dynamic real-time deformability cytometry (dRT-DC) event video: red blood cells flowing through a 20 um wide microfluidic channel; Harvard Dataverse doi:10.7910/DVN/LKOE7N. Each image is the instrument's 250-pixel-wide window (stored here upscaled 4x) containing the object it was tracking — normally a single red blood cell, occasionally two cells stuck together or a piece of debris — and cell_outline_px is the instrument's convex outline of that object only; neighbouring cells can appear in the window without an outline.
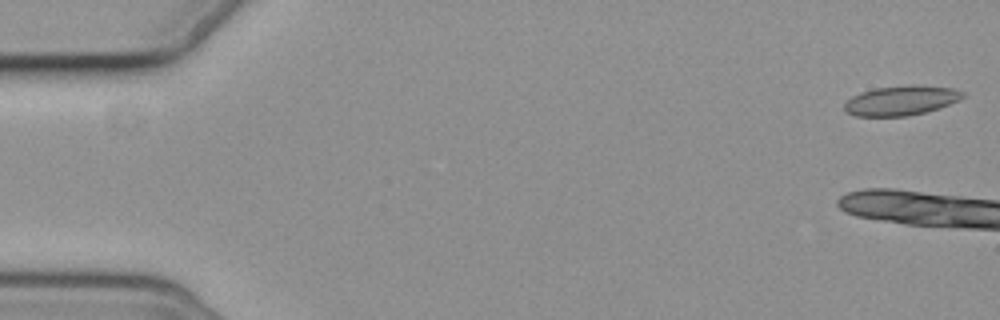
{"species": "common noctule bat (a hibernating species)", "species_latin": "Nyctalus noctula", "temperature_condition": "cold", "stored_images_in_passage": 4, "camera_frame_rate_fps": 3000, "um_per_image_px": 0.085, "animal": {"sex": "female", "body_mass_g": 19.3, "forearm_length_mm": 54.1}, "frame": {"image": 1, "passage_image": 1, "time_ms": 0.0, "image_size_px": [1000, 320], "cell_outline_px": [[964, 96], [960, 100], [924, 112], [908, 116], [856, 116], [848, 112], [844, 108], [844, 104], [852, 96], [860, 92], [876, 88], [908, 84], [952, 88], [964, 92]], "centroid_in_image_um": [76.58, 8.53], "position_along_channel_um": 8.4, "area_um2": 20.29}}